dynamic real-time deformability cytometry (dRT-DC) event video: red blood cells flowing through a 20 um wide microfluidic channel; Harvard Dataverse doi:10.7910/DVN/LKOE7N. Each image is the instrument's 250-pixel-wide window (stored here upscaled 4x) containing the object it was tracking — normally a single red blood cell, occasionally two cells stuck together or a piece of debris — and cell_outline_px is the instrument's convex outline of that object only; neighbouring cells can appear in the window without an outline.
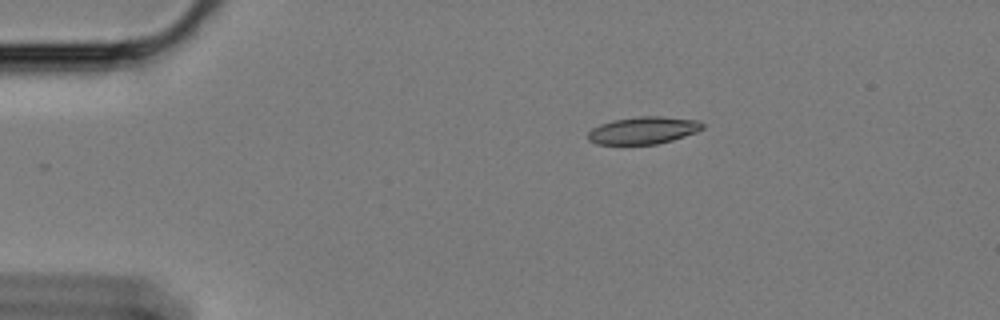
{"species": "Egyptian fruit bat (a non-hibernating species)", "species_latin": "Rousettus aegyptiacus", "temperature_condition": "cold", "stored_images_in_passage": 49, "camera_frame_rate_fps": 3000, "um_per_image_px": 0.085, "animal": {"sex": "female"}, "frame": {"image": 1, "passage_image": 1, "time_ms": 0.0, "image_size_px": [1000, 320], "cell_outline_px": [[704, 128], [696, 132], [672, 140], [656, 144], [596, 144], [588, 140], [588, 132], [592, 128], [600, 124], [612, 120], [640, 116], [660, 116], [700, 120], [704, 124]], "centroid_in_image_um": [54.69, 11.07], "position_along_channel_um": 30.3, "area_um2": 18.26}}
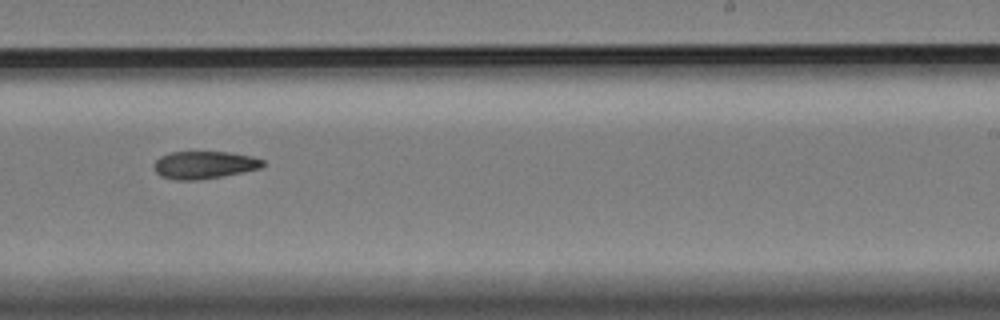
{"frame": {"image": 2, "passage_image": 27, "time_ms": 8.667, "image_size_px": [1000, 320], "cell_outline_px": [[264, 164], [260, 168], [224, 176], [196, 180], [176, 180], [160, 176], [156, 172], [152, 164], [160, 156], [168, 152], [228, 152], [252, 156], [264, 160]], "centroid_in_image_um": [17.32, 14.02], "position_along_channel_um": 271.7, "area_um2": 17.57}}
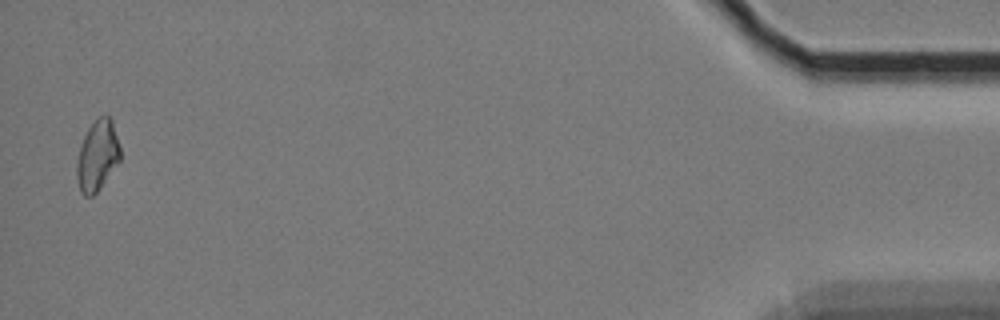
{"frame": {"image": 3, "passage_image": 48, "time_ms": 15.667, "image_size_px": [1000, 320], "cell_outline_px": [[120, 160], [100, 188], [92, 196], [84, 196], [80, 192], [76, 176], [76, 164], [80, 148], [84, 136], [88, 128], [100, 116], [108, 116], [112, 120], [120, 148]], "centroid_in_image_um": [8.27, 13.26], "position_along_channel_um": 426.9, "area_um2": 17.63}}